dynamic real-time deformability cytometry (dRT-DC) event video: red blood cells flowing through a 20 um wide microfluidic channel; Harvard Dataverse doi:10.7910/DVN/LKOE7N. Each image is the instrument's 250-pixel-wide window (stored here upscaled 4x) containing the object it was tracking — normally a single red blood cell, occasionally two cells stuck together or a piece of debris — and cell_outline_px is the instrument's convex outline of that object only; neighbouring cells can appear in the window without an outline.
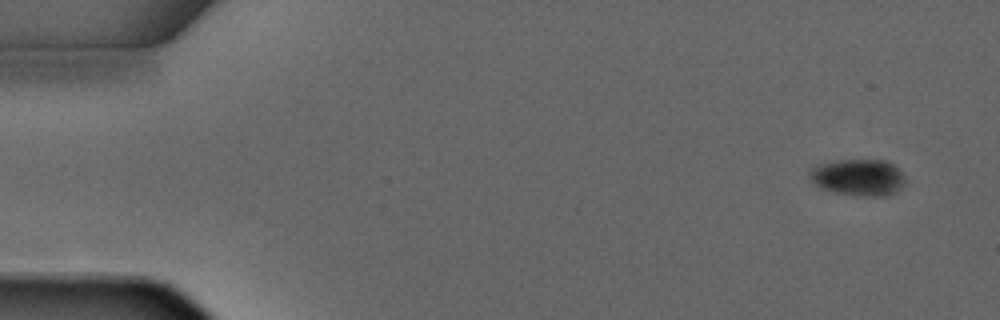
{"species": "common noctule bat (a hibernating species)", "species_latin": "Nyctalus noctula", "temperature_condition": "warm", "stored_images_in_passage": 3, "camera_frame_rate_fps": 3000, "um_per_image_px": 0.085, "animal": {"sex": "male", "forearm_length_mm": 52.5}, "frame": {"image": 1, "passage_image": 1, "time_ms": 0.0, "image_size_px": [1000, 320], "cell_outline_px": [[904, 184], [896, 192], [884, 196], [856, 196], [832, 192], [820, 188], [808, 176], [808, 172], [816, 164], [832, 160], [884, 160], [892, 164], [904, 176]], "centroid_in_image_um": [72.9, 15.08], "position_along_channel_um": 12.1, "area_um2": 20.58}}
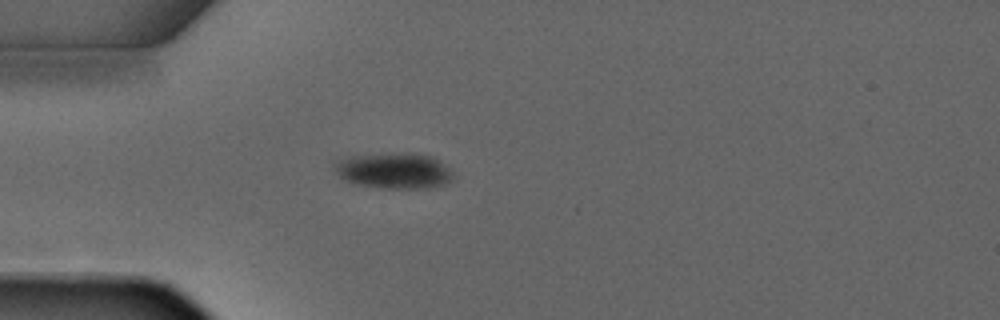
{"frame": {"image": 2, "passage_image": 3, "time_ms": 3.333, "image_size_px": [1000, 320], "cell_outline_px": [[456, 176], [452, 180], [444, 184], [428, 188], [380, 188], [352, 184], [344, 180], [336, 172], [336, 164], [340, 160], [352, 156], [416, 152], [432, 156], [448, 168]], "centroid_in_image_um": [33.54, 14.52], "position_along_channel_um": 51.5, "area_um2": 24.62}}